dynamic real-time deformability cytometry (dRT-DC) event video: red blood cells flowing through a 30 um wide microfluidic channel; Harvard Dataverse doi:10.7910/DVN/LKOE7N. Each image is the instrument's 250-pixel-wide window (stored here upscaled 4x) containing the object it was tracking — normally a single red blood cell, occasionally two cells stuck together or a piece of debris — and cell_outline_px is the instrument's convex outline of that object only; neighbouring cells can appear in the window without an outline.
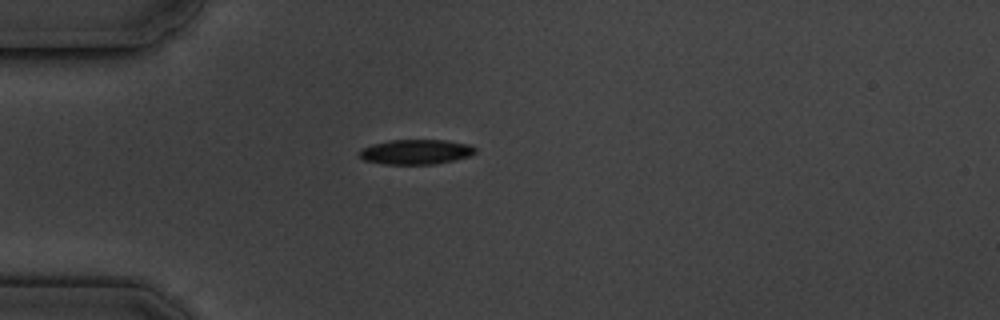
{"species": "common noctule bat (a hibernating species)", "species_latin": "Nyctalus noctula", "temperature_condition": "cold", "stored_images_in_passage": 1, "camera_frame_rate_fps": 3000, "um_per_image_px": 0.085, "animal": {"sex": "male", "body_mass_g": 19.5, "forearm_length_mm": 54.6}, "frame": {"image": 1, "passage_image": 1, "time_ms": 0.0, "image_size_px": [1000, 320], "cell_outline_px": [[476, 152], [468, 156], [456, 160], [432, 164], [384, 164], [364, 160], [360, 156], [360, 148], [372, 144], [388, 140], [444, 140], [468, 144], [476, 148]], "centroid_in_image_um": [35.34, 12.9], "position_along_channel_um": 49.7, "area_um2": 16.76}}